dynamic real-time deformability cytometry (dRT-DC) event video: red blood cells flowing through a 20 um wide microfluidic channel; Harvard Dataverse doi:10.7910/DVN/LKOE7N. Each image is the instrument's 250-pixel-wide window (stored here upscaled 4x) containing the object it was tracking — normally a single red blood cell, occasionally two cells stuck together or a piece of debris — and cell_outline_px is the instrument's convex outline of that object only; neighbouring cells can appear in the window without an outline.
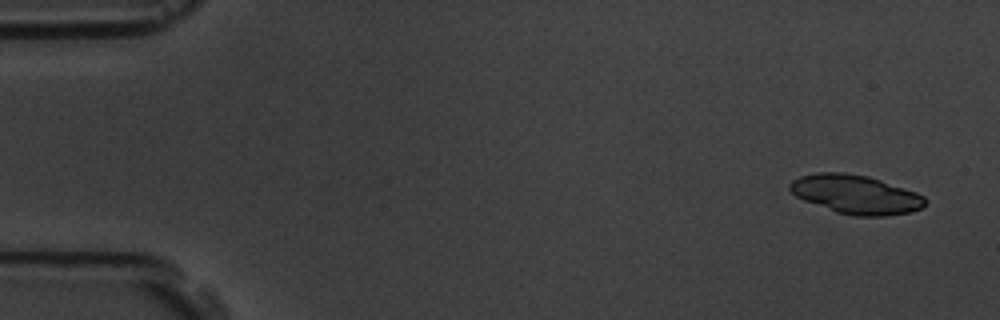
{"species": "common noctule bat (a hibernating species)", "species_latin": "Nyctalus noctula", "temperature_condition": "room temperature", "stored_images_in_passage": 5, "camera_frame_rate_fps": 3000, "um_per_image_px": 0.085, "animal": {"sex": "male", "body_mass_g": 19.5, "forearm_length_mm": 54.6}, "frame": {"image": 1, "passage_image": 1, "time_ms": 0.0, "image_size_px": [1000, 320], "cell_outline_px": [[928, 200], [920, 208], [912, 212], [888, 216], [852, 216], [836, 212], [804, 200], [796, 196], [788, 188], [788, 184], [792, 180], [800, 176], [816, 172], [844, 172], [868, 176], [916, 192], [924, 196]], "centroid_in_image_um": [72.73, 16.52], "position_along_channel_um": 12.3, "area_um2": 30.75}}
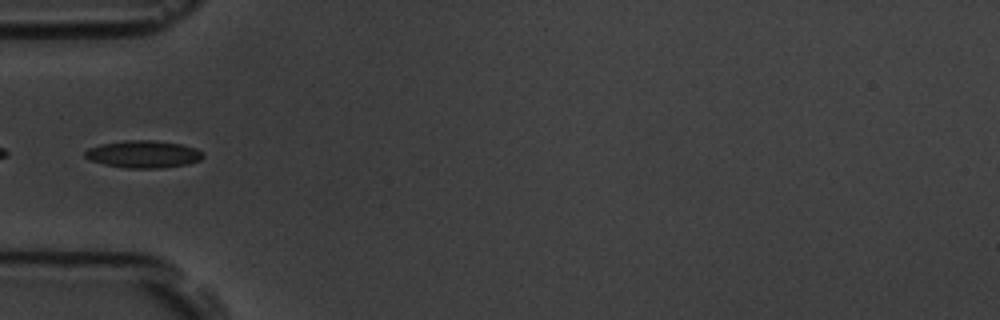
{"frame": {"image": 2, "passage_image": 5, "time_ms": 5.333, "image_size_px": [1000, 320], "cell_outline_px": [[204, 156], [200, 160], [188, 164], [164, 168], [124, 168], [104, 164], [88, 160], [84, 156], [84, 152], [88, 148], [100, 144], [124, 140], [152, 140], [180, 144], [196, 148], [204, 152]], "centroid_in_image_um": [12.18, 13.11], "position_along_channel_um": 72.8, "area_um2": 19.02}}